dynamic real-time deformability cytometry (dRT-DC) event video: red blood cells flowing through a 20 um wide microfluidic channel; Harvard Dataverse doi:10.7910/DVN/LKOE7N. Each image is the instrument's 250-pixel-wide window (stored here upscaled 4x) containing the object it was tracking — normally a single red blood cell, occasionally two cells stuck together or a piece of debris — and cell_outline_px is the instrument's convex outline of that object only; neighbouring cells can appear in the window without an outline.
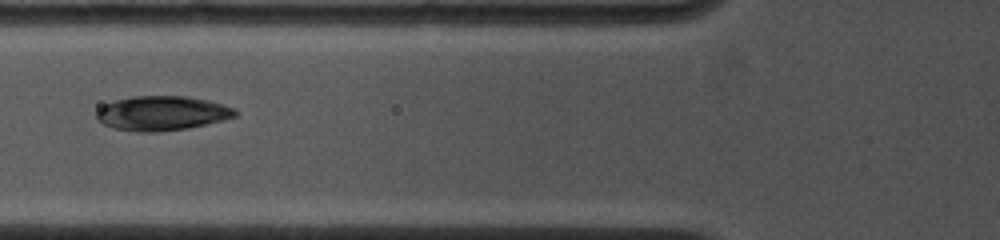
{"species": "common noctule bat (a hibernating species)", "species_latin": "Nyctalus noctula", "temperature_condition": "cold", "stored_images_in_passage": 7, "camera_frame_rate_fps": 4500, "um_per_image_px": 0.085, "animal": {"sex": "female", "body_mass_g": 19.0, "forearm_length_mm": 53.3}, "frame": {"image": 1, "passage_image": 3, "time_ms": 1.778, "image_size_px": [1000, 240], "cell_outline_px": [[240, 112], [236, 116], [224, 120], [188, 128], [156, 132], [136, 132], [112, 128], [96, 120], [96, 112], [104, 104], [116, 100], [132, 96], [188, 96], [208, 100], [236, 108]], "centroid_in_image_um": [13.78, 9.63], "position_along_channel_um": 112.0, "area_um2": 28.15}}
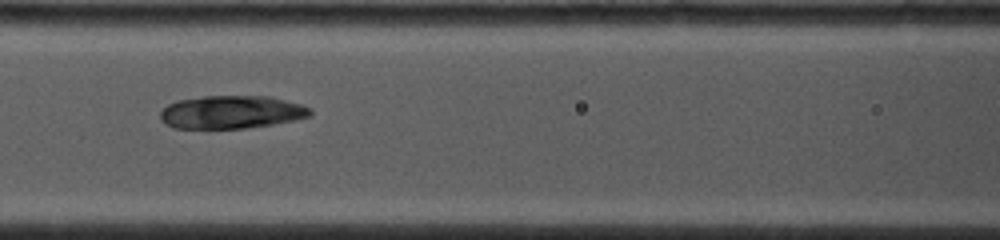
{"frame": {"image": 2, "passage_image": 4, "time_ms": 2.667, "image_size_px": [1000, 240], "cell_outline_px": [[312, 116], [272, 124], [244, 128], [176, 128], [164, 124], [160, 120], [160, 112], [168, 104], [176, 100], [204, 96], [268, 96], [300, 104], [312, 108]], "centroid_in_image_um": [19.65, 9.52], "position_along_channel_um": 147.0, "area_um2": 28.84}}
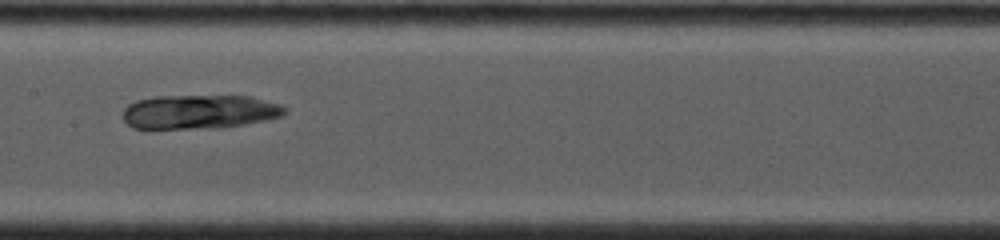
{"frame": {"image": 3, "passage_image": 5, "time_ms": 3.778, "image_size_px": [1000, 240], "cell_outline_px": [[288, 112], [284, 116], [268, 120], [220, 128], [148, 132], [132, 128], [124, 120], [124, 108], [128, 104], [136, 100], [156, 96], [252, 96], [280, 104], [288, 108]], "centroid_in_image_um": [16.91, 9.55], "position_along_channel_um": 190.5, "area_um2": 33.7}}